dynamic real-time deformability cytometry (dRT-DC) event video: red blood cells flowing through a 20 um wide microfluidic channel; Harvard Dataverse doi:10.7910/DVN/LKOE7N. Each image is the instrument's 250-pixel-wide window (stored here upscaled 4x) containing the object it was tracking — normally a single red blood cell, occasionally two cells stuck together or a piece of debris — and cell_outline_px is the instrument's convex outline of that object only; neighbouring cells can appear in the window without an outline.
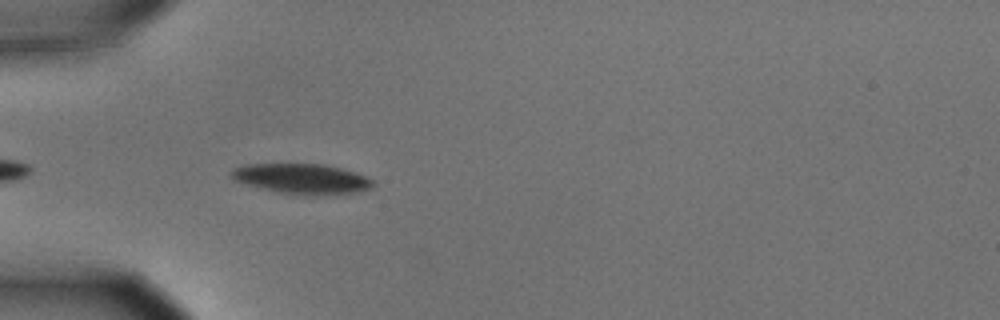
{"species": "common noctule bat (a hibernating species)", "species_latin": "Nyctalus noctula", "temperature_condition": "cold", "stored_images_in_passage": 28, "camera_frame_rate_fps": 3000, "um_per_image_px": 0.085, "animal": {"sex": "male", "body_mass_g": 15.6}, "frame": {"image": 1, "passage_image": 3, "time_ms": 0.667, "image_size_px": [1000, 320], "cell_outline_px": [[376, 184], [372, 188], [356, 192], [316, 196], [312, 196], [280, 192], [260, 188], [236, 180], [228, 176], [228, 172], [232, 168], [244, 164], [324, 164], [340, 168], [364, 176], [372, 180]], "centroid_in_image_um": [25.63, 15.19], "position_along_channel_um": 59.4, "area_um2": 24.91}}
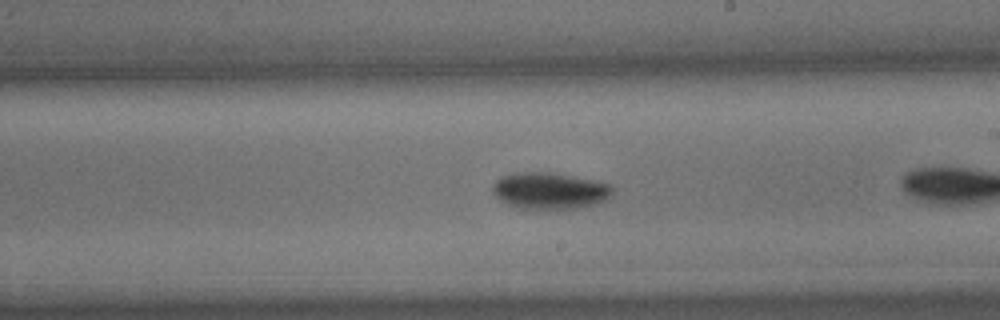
{"frame": {"image": 2, "passage_image": 16, "time_ms": 5.0, "image_size_px": [1000, 320], "cell_outline_px": [[612, 196], [608, 200], [600, 204], [580, 208], [532, 212], [528, 212], [516, 208], [500, 200], [492, 192], [492, 184], [500, 176], [516, 172], [552, 172], [600, 180], [612, 184]], "centroid_in_image_um": [46.76, 16.25], "position_along_channel_um": 242.2, "area_um2": 27.17}}
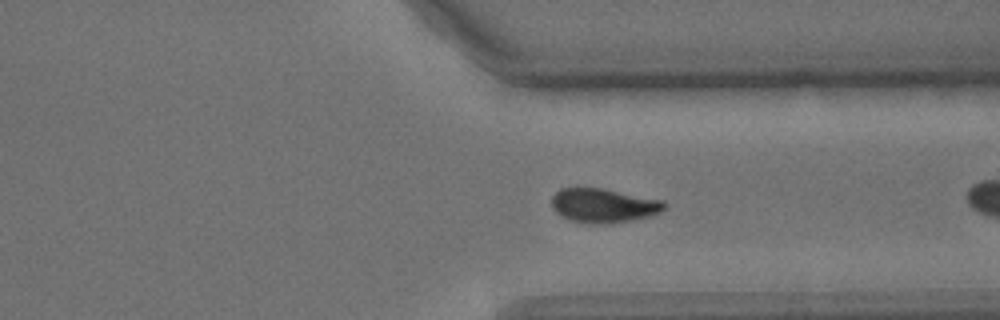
{"frame": {"image": 3, "passage_image": 26, "time_ms": 8.333, "image_size_px": [1000, 320], "cell_outline_px": [[664, 208], [660, 212], [652, 216], [636, 220], [600, 224], [572, 220], [560, 216], [552, 208], [552, 196], [560, 188], [600, 188], [664, 200]], "centroid_in_image_um": [51.31, 17.47], "position_along_channel_um": 360.1, "area_um2": 22.31}}